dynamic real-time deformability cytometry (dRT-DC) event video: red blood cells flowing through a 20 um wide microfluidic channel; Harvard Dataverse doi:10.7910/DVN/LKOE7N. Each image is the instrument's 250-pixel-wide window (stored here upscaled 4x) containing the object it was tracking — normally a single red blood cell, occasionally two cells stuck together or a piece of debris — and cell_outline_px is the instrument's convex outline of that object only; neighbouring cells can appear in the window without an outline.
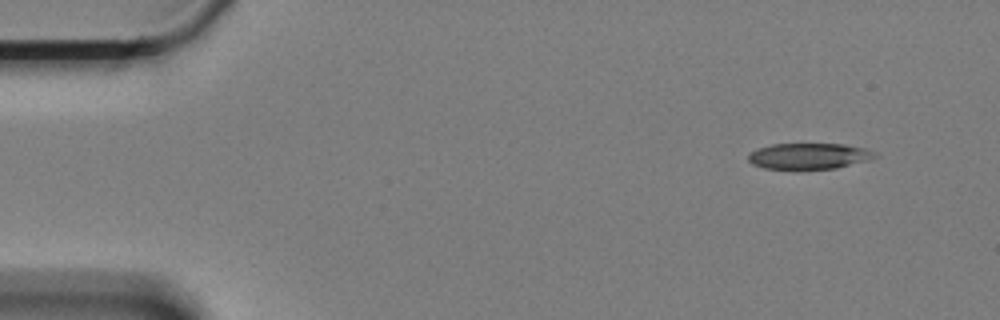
{"species": "Egyptian fruit bat (a non-hibernating species)", "species_latin": "Rousettus aegyptiacus", "temperature_condition": "cold", "stored_images_in_passage": 7, "camera_frame_rate_fps": 3000, "um_per_image_px": 0.085, "animal": {"sex": "female"}, "frame": {"image": 1, "passage_image": 1, "time_ms": 0.0, "image_size_px": [1000, 320], "cell_outline_px": [[880, 156], [868, 160], [836, 168], [764, 168], [752, 164], [748, 160], [748, 152], [772, 144], [844, 144], [864, 148]], "centroid_in_image_um": [68.75, 13.25], "position_along_channel_um": 16.3, "area_um2": 18.84}}